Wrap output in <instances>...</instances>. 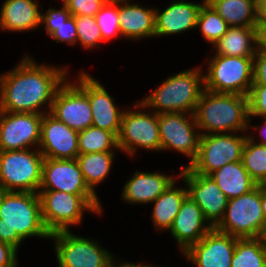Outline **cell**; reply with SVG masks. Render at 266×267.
<instances>
[{
    "label": "cell",
    "mask_w": 266,
    "mask_h": 267,
    "mask_svg": "<svg viewBox=\"0 0 266 267\" xmlns=\"http://www.w3.org/2000/svg\"><path fill=\"white\" fill-rule=\"evenodd\" d=\"M21 57L15 67L0 74V111L49 113L70 67L40 63L29 53Z\"/></svg>",
    "instance_id": "6da1fadb"
},
{
    "label": "cell",
    "mask_w": 266,
    "mask_h": 267,
    "mask_svg": "<svg viewBox=\"0 0 266 267\" xmlns=\"http://www.w3.org/2000/svg\"><path fill=\"white\" fill-rule=\"evenodd\" d=\"M50 235L42 220L38 193H0V242L19 251L25 240L37 237L50 241Z\"/></svg>",
    "instance_id": "7a4b0ae2"
},
{
    "label": "cell",
    "mask_w": 266,
    "mask_h": 267,
    "mask_svg": "<svg viewBox=\"0 0 266 267\" xmlns=\"http://www.w3.org/2000/svg\"><path fill=\"white\" fill-rule=\"evenodd\" d=\"M204 69L195 66L167 76L159 86L139 99L157 115L184 112L194 114L205 90Z\"/></svg>",
    "instance_id": "3957f363"
},
{
    "label": "cell",
    "mask_w": 266,
    "mask_h": 267,
    "mask_svg": "<svg viewBox=\"0 0 266 267\" xmlns=\"http://www.w3.org/2000/svg\"><path fill=\"white\" fill-rule=\"evenodd\" d=\"M194 116L202 135L245 133L248 125V97L204 90Z\"/></svg>",
    "instance_id": "277c9868"
},
{
    "label": "cell",
    "mask_w": 266,
    "mask_h": 267,
    "mask_svg": "<svg viewBox=\"0 0 266 267\" xmlns=\"http://www.w3.org/2000/svg\"><path fill=\"white\" fill-rule=\"evenodd\" d=\"M38 195L42 220L50 234L81 226L85 212L97 217L104 212L98 195H73L55 190H39Z\"/></svg>",
    "instance_id": "5b68a950"
},
{
    "label": "cell",
    "mask_w": 266,
    "mask_h": 267,
    "mask_svg": "<svg viewBox=\"0 0 266 267\" xmlns=\"http://www.w3.org/2000/svg\"><path fill=\"white\" fill-rule=\"evenodd\" d=\"M118 146L129 158L139 155V150L161 151L158 115L140 100L132 102L122 114Z\"/></svg>",
    "instance_id": "8992f818"
},
{
    "label": "cell",
    "mask_w": 266,
    "mask_h": 267,
    "mask_svg": "<svg viewBox=\"0 0 266 267\" xmlns=\"http://www.w3.org/2000/svg\"><path fill=\"white\" fill-rule=\"evenodd\" d=\"M57 267H110L118 258L92 237L62 230L51 233Z\"/></svg>",
    "instance_id": "52a82bcc"
},
{
    "label": "cell",
    "mask_w": 266,
    "mask_h": 267,
    "mask_svg": "<svg viewBox=\"0 0 266 267\" xmlns=\"http://www.w3.org/2000/svg\"><path fill=\"white\" fill-rule=\"evenodd\" d=\"M208 55L205 90L247 96L253 84V57Z\"/></svg>",
    "instance_id": "ba28073f"
},
{
    "label": "cell",
    "mask_w": 266,
    "mask_h": 267,
    "mask_svg": "<svg viewBox=\"0 0 266 267\" xmlns=\"http://www.w3.org/2000/svg\"><path fill=\"white\" fill-rule=\"evenodd\" d=\"M57 89L50 113L71 129L80 132L92 125V111L88 99V72L79 70Z\"/></svg>",
    "instance_id": "9c48e42d"
},
{
    "label": "cell",
    "mask_w": 266,
    "mask_h": 267,
    "mask_svg": "<svg viewBox=\"0 0 266 267\" xmlns=\"http://www.w3.org/2000/svg\"><path fill=\"white\" fill-rule=\"evenodd\" d=\"M43 160L38 148L0 151L1 190L38 193Z\"/></svg>",
    "instance_id": "30bf717a"
},
{
    "label": "cell",
    "mask_w": 266,
    "mask_h": 267,
    "mask_svg": "<svg viewBox=\"0 0 266 267\" xmlns=\"http://www.w3.org/2000/svg\"><path fill=\"white\" fill-rule=\"evenodd\" d=\"M219 232L237 238L262 237L266 228L262 206L261 189L228 200L221 221L214 227Z\"/></svg>",
    "instance_id": "8fae6325"
},
{
    "label": "cell",
    "mask_w": 266,
    "mask_h": 267,
    "mask_svg": "<svg viewBox=\"0 0 266 267\" xmlns=\"http://www.w3.org/2000/svg\"><path fill=\"white\" fill-rule=\"evenodd\" d=\"M159 134L162 152L180 153L188 158V167L199 153L202 133L199 131L194 114L184 112L158 115Z\"/></svg>",
    "instance_id": "7c38bea8"
},
{
    "label": "cell",
    "mask_w": 266,
    "mask_h": 267,
    "mask_svg": "<svg viewBox=\"0 0 266 267\" xmlns=\"http://www.w3.org/2000/svg\"><path fill=\"white\" fill-rule=\"evenodd\" d=\"M246 139L247 132L202 135L199 153L188 167L195 173L210 175L225 164L239 162Z\"/></svg>",
    "instance_id": "4fadbf2b"
},
{
    "label": "cell",
    "mask_w": 266,
    "mask_h": 267,
    "mask_svg": "<svg viewBox=\"0 0 266 267\" xmlns=\"http://www.w3.org/2000/svg\"><path fill=\"white\" fill-rule=\"evenodd\" d=\"M43 114L0 111V151L39 147Z\"/></svg>",
    "instance_id": "5bb4252c"
},
{
    "label": "cell",
    "mask_w": 266,
    "mask_h": 267,
    "mask_svg": "<svg viewBox=\"0 0 266 267\" xmlns=\"http://www.w3.org/2000/svg\"><path fill=\"white\" fill-rule=\"evenodd\" d=\"M180 180L185 181L188 196L201 208L204 218L214 228L223 218L229 199L210 175L195 173L184 167L179 171Z\"/></svg>",
    "instance_id": "9a60e30c"
},
{
    "label": "cell",
    "mask_w": 266,
    "mask_h": 267,
    "mask_svg": "<svg viewBox=\"0 0 266 267\" xmlns=\"http://www.w3.org/2000/svg\"><path fill=\"white\" fill-rule=\"evenodd\" d=\"M237 237L212 228L182 257L193 267H231Z\"/></svg>",
    "instance_id": "2e32d148"
},
{
    "label": "cell",
    "mask_w": 266,
    "mask_h": 267,
    "mask_svg": "<svg viewBox=\"0 0 266 267\" xmlns=\"http://www.w3.org/2000/svg\"><path fill=\"white\" fill-rule=\"evenodd\" d=\"M39 190L63 191L73 195H97L86 184L76 159L44 158Z\"/></svg>",
    "instance_id": "e0dca14e"
},
{
    "label": "cell",
    "mask_w": 266,
    "mask_h": 267,
    "mask_svg": "<svg viewBox=\"0 0 266 267\" xmlns=\"http://www.w3.org/2000/svg\"><path fill=\"white\" fill-rule=\"evenodd\" d=\"M38 149L44 158L76 159L79 154L78 132L59 121L50 112L44 113Z\"/></svg>",
    "instance_id": "ac0fdd59"
},
{
    "label": "cell",
    "mask_w": 266,
    "mask_h": 267,
    "mask_svg": "<svg viewBox=\"0 0 266 267\" xmlns=\"http://www.w3.org/2000/svg\"><path fill=\"white\" fill-rule=\"evenodd\" d=\"M165 9L155 5V37H168L196 30L200 8L206 0H172ZM157 6V7H156Z\"/></svg>",
    "instance_id": "d6986e66"
},
{
    "label": "cell",
    "mask_w": 266,
    "mask_h": 267,
    "mask_svg": "<svg viewBox=\"0 0 266 267\" xmlns=\"http://www.w3.org/2000/svg\"><path fill=\"white\" fill-rule=\"evenodd\" d=\"M212 228L204 218L201 208L190 196H187L167 232L177 243L178 252L183 254Z\"/></svg>",
    "instance_id": "ffe728a7"
},
{
    "label": "cell",
    "mask_w": 266,
    "mask_h": 267,
    "mask_svg": "<svg viewBox=\"0 0 266 267\" xmlns=\"http://www.w3.org/2000/svg\"><path fill=\"white\" fill-rule=\"evenodd\" d=\"M176 175V176H175ZM179 177V172L174 175L162 173L160 170L140 171L135 170L131 176L126 179L122 192L121 201L131 206L151 204L159 195H161L168 186Z\"/></svg>",
    "instance_id": "44dd1931"
},
{
    "label": "cell",
    "mask_w": 266,
    "mask_h": 267,
    "mask_svg": "<svg viewBox=\"0 0 266 267\" xmlns=\"http://www.w3.org/2000/svg\"><path fill=\"white\" fill-rule=\"evenodd\" d=\"M106 89L102 82L88 72V99L92 111V125L113 132L118 137L125 107L116 104V98Z\"/></svg>",
    "instance_id": "7402d4cb"
},
{
    "label": "cell",
    "mask_w": 266,
    "mask_h": 267,
    "mask_svg": "<svg viewBox=\"0 0 266 267\" xmlns=\"http://www.w3.org/2000/svg\"><path fill=\"white\" fill-rule=\"evenodd\" d=\"M118 3L119 30L122 41L155 38V5L139 2Z\"/></svg>",
    "instance_id": "603a6c76"
},
{
    "label": "cell",
    "mask_w": 266,
    "mask_h": 267,
    "mask_svg": "<svg viewBox=\"0 0 266 267\" xmlns=\"http://www.w3.org/2000/svg\"><path fill=\"white\" fill-rule=\"evenodd\" d=\"M42 3L36 0H4L0 8V30L25 33L41 28Z\"/></svg>",
    "instance_id": "cb8c5ba5"
},
{
    "label": "cell",
    "mask_w": 266,
    "mask_h": 267,
    "mask_svg": "<svg viewBox=\"0 0 266 267\" xmlns=\"http://www.w3.org/2000/svg\"><path fill=\"white\" fill-rule=\"evenodd\" d=\"M176 178L168 188L159 195L150 205L152 206L151 223L156 232L168 231L179 212L182 203L188 196V189L185 181L179 185ZM178 182V183H177ZM178 184V185H177Z\"/></svg>",
    "instance_id": "d4e9b609"
},
{
    "label": "cell",
    "mask_w": 266,
    "mask_h": 267,
    "mask_svg": "<svg viewBox=\"0 0 266 267\" xmlns=\"http://www.w3.org/2000/svg\"><path fill=\"white\" fill-rule=\"evenodd\" d=\"M42 6L41 28L44 26L46 36L50 37L57 44L66 43L68 46H77V32L74 16L62 3L61 8L50 7L46 11Z\"/></svg>",
    "instance_id": "484cf974"
},
{
    "label": "cell",
    "mask_w": 266,
    "mask_h": 267,
    "mask_svg": "<svg viewBox=\"0 0 266 267\" xmlns=\"http://www.w3.org/2000/svg\"><path fill=\"white\" fill-rule=\"evenodd\" d=\"M212 55L254 57L256 53L255 27H229L211 47Z\"/></svg>",
    "instance_id": "4316f807"
},
{
    "label": "cell",
    "mask_w": 266,
    "mask_h": 267,
    "mask_svg": "<svg viewBox=\"0 0 266 267\" xmlns=\"http://www.w3.org/2000/svg\"><path fill=\"white\" fill-rule=\"evenodd\" d=\"M228 199L251 192L257 187L241 161L225 164L210 174Z\"/></svg>",
    "instance_id": "83f0119b"
},
{
    "label": "cell",
    "mask_w": 266,
    "mask_h": 267,
    "mask_svg": "<svg viewBox=\"0 0 266 267\" xmlns=\"http://www.w3.org/2000/svg\"><path fill=\"white\" fill-rule=\"evenodd\" d=\"M118 152L78 154L76 160L88 187L98 195L99 187L110 176Z\"/></svg>",
    "instance_id": "f1b7e54d"
},
{
    "label": "cell",
    "mask_w": 266,
    "mask_h": 267,
    "mask_svg": "<svg viewBox=\"0 0 266 267\" xmlns=\"http://www.w3.org/2000/svg\"><path fill=\"white\" fill-rule=\"evenodd\" d=\"M229 27H256V3L253 0H206Z\"/></svg>",
    "instance_id": "f546056e"
},
{
    "label": "cell",
    "mask_w": 266,
    "mask_h": 267,
    "mask_svg": "<svg viewBox=\"0 0 266 267\" xmlns=\"http://www.w3.org/2000/svg\"><path fill=\"white\" fill-rule=\"evenodd\" d=\"M78 150L79 154L121 152L118 137L113 132L93 125L78 132Z\"/></svg>",
    "instance_id": "4dcf8cb0"
},
{
    "label": "cell",
    "mask_w": 266,
    "mask_h": 267,
    "mask_svg": "<svg viewBox=\"0 0 266 267\" xmlns=\"http://www.w3.org/2000/svg\"><path fill=\"white\" fill-rule=\"evenodd\" d=\"M266 246L263 238H237L231 267H265Z\"/></svg>",
    "instance_id": "1f68e13d"
},
{
    "label": "cell",
    "mask_w": 266,
    "mask_h": 267,
    "mask_svg": "<svg viewBox=\"0 0 266 267\" xmlns=\"http://www.w3.org/2000/svg\"><path fill=\"white\" fill-rule=\"evenodd\" d=\"M229 25L225 20L205 2L200 8L196 29L202 38L213 46L228 30Z\"/></svg>",
    "instance_id": "d6a6232c"
},
{
    "label": "cell",
    "mask_w": 266,
    "mask_h": 267,
    "mask_svg": "<svg viewBox=\"0 0 266 267\" xmlns=\"http://www.w3.org/2000/svg\"><path fill=\"white\" fill-rule=\"evenodd\" d=\"M241 162L252 179L258 184L266 177V146L256 144L247 138Z\"/></svg>",
    "instance_id": "836d02e7"
},
{
    "label": "cell",
    "mask_w": 266,
    "mask_h": 267,
    "mask_svg": "<svg viewBox=\"0 0 266 267\" xmlns=\"http://www.w3.org/2000/svg\"><path fill=\"white\" fill-rule=\"evenodd\" d=\"M74 20L78 37L77 44L86 51L101 48L104 42L95 17L79 15L74 16Z\"/></svg>",
    "instance_id": "e575fe53"
},
{
    "label": "cell",
    "mask_w": 266,
    "mask_h": 267,
    "mask_svg": "<svg viewBox=\"0 0 266 267\" xmlns=\"http://www.w3.org/2000/svg\"><path fill=\"white\" fill-rule=\"evenodd\" d=\"M95 19L101 30L103 42L122 39L119 30L118 3H105L95 15Z\"/></svg>",
    "instance_id": "d590c367"
},
{
    "label": "cell",
    "mask_w": 266,
    "mask_h": 267,
    "mask_svg": "<svg viewBox=\"0 0 266 267\" xmlns=\"http://www.w3.org/2000/svg\"><path fill=\"white\" fill-rule=\"evenodd\" d=\"M248 97V119L266 118V86L252 85Z\"/></svg>",
    "instance_id": "8d00e7d4"
},
{
    "label": "cell",
    "mask_w": 266,
    "mask_h": 267,
    "mask_svg": "<svg viewBox=\"0 0 266 267\" xmlns=\"http://www.w3.org/2000/svg\"><path fill=\"white\" fill-rule=\"evenodd\" d=\"M70 11L71 16L86 15L95 17L105 5L104 0H60Z\"/></svg>",
    "instance_id": "74e56055"
},
{
    "label": "cell",
    "mask_w": 266,
    "mask_h": 267,
    "mask_svg": "<svg viewBox=\"0 0 266 267\" xmlns=\"http://www.w3.org/2000/svg\"><path fill=\"white\" fill-rule=\"evenodd\" d=\"M266 86V54L256 52L253 57V84Z\"/></svg>",
    "instance_id": "f35d334b"
},
{
    "label": "cell",
    "mask_w": 266,
    "mask_h": 267,
    "mask_svg": "<svg viewBox=\"0 0 266 267\" xmlns=\"http://www.w3.org/2000/svg\"><path fill=\"white\" fill-rule=\"evenodd\" d=\"M18 254L12 245L0 242V267H18Z\"/></svg>",
    "instance_id": "ab89813d"
},
{
    "label": "cell",
    "mask_w": 266,
    "mask_h": 267,
    "mask_svg": "<svg viewBox=\"0 0 266 267\" xmlns=\"http://www.w3.org/2000/svg\"><path fill=\"white\" fill-rule=\"evenodd\" d=\"M259 119L262 120L261 123L263 122V124L253 125V120L248 119L247 138L256 144L266 146V118Z\"/></svg>",
    "instance_id": "60d3db41"
},
{
    "label": "cell",
    "mask_w": 266,
    "mask_h": 267,
    "mask_svg": "<svg viewBox=\"0 0 266 267\" xmlns=\"http://www.w3.org/2000/svg\"><path fill=\"white\" fill-rule=\"evenodd\" d=\"M255 28H256V52L266 54V21H258Z\"/></svg>",
    "instance_id": "b9f144b4"
},
{
    "label": "cell",
    "mask_w": 266,
    "mask_h": 267,
    "mask_svg": "<svg viewBox=\"0 0 266 267\" xmlns=\"http://www.w3.org/2000/svg\"><path fill=\"white\" fill-rule=\"evenodd\" d=\"M256 16L258 21H266V0H259L256 3Z\"/></svg>",
    "instance_id": "7bdbcfd3"
},
{
    "label": "cell",
    "mask_w": 266,
    "mask_h": 267,
    "mask_svg": "<svg viewBox=\"0 0 266 267\" xmlns=\"http://www.w3.org/2000/svg\"><path fill=\"white\" fill-rule=\"evenodd\" d=\"M114 267H135V262H131L125 259H121L120 257L114 262Z\"/></svg>",
    "instance_id": "ee69618b"
},
{
    "label": "cell",
    "mask_w": 266,
    "mask_h": 267,
    "mask_svg": "<svg viewBox=\"0 0 266 267\" xmlns=\"http://www.w3.org/2000/svg\"><path fill=\"white\" fill-rule=\"evenodd\" d=\"M261 206H262V212L264 216V220L266 223V194L261 192Z\"/></svg>",
    "instance_id": "f6af8a7d"
},
{
    "label": "cell",
    "mask_w": 266,
    "mask_h": 267,
    "mask_svg": "<svg viewBox=\"0 0 266 267\" xmlns=\"http://www.w3.org/2000/svg\"><path fill=\"white\" fill-rule=\"evenodd\" d=\"M144 260H142L141 262H139V260H138V262L136 261L135 262V267H162V266H160L159 264H157L156 265V263H155V265L154 264H152L153 262H151V264L148 262H143ZM159 265V266H158Z\"/></svg>",
    "instance_id": "bcb514c9"
},
{
    "label": "cell",
    "mask_w": 266,
    "mask_h": 267,
    "mask_svg": "<svg viewBox=\"0 0 266 267\" xmlns=\"http://www.w3.org/2000/svg\"><path fill=\"white\" fill-rule=\"evenodd\" d=\"M257 186L261 189V192L265 193L266 194V177L261 180Z\"/></svg>",
    "instance_id": "7dc6e473"
},
{
    "label": "cell",
    "mask_w": 266,
    "mask_h": 267,
    "mask_svg": "<svg viewBox=\"0 0 266 267\" xmlns=\"http://www.w3.org/2000/svg\"><path fill=\"white\" fill-rule=\"evenodd\" d=\"M106 3H121V2H127L130 0H104Z\"/></svg>",
    "instance_id": "c3c4849f"
},
{
    "label": "cell",
    "mask_w": 266,
    "mask_h": 267,
    "mask_svg": "<svg viewBox=\"0 0 266 267\" xmlns=\"http://www.w3.org/2000/svg\"><path fill=\"white\" fill-rule=\"evenodd\" d=\"M262 238H263L264 244H265V246H266V228H265V231H264V233H263Z\"/></svg>",
    "instance_id": "681fc988"
}]
</instances>
